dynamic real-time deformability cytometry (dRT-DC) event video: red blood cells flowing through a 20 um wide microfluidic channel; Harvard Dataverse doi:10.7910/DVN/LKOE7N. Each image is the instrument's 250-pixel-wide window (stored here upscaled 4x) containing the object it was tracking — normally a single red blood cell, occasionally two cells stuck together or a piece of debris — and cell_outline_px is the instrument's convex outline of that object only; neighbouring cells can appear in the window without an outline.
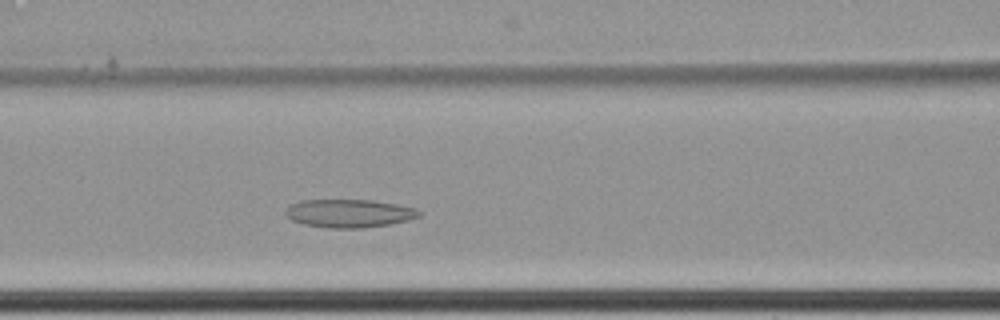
{"species": "common noctule bat (a hibernating species)", "species_latin": "Nyctalus noctula", "temperature_condition": "cold", "stored_images_in_passage": 45, "camera_frame_rate_fps": 3000, "um_per_image_px": 0.085, "animal": {"sex": "female", "body_mass_g": 22.7, "forearm_length_mm": 54.2}, "frame": {"image": 1, "passage_image": 16, "time_ms": 5.0, "image_size_px": [1000, 320], "cell_outline_px": [[420, 216], [408, 220], [388, 224], [364, 228], [328, 228], [304, 224], [292, 220], [284, 212], [292, 204], [300, 200], [372, 200], [400, 204], [416, 208], [420, 212]], "centroid_in_image_um": [29.71, 18.13], "position_along_channel_um": 136.9, "area_um2": 21.91}}
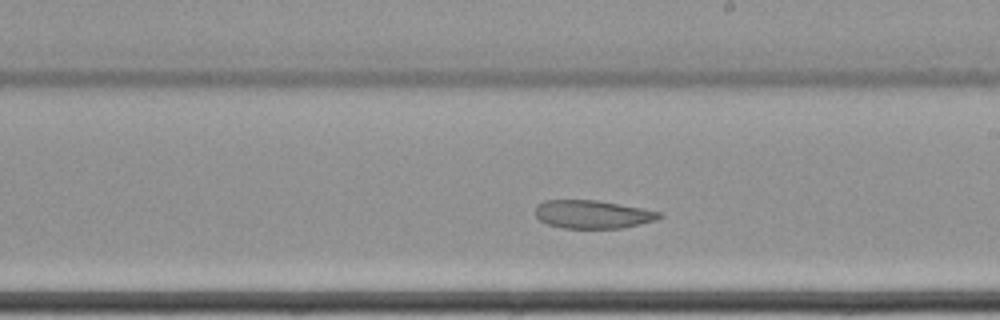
{"frame": {"image": 2, "passage_image": 25, "time_ms": 8.0, "image_size_px": [1000, 320], "cell_outline_px": [[664, 216], [656, 220], [624, 228], [564, 228], [548, 224], [540, 220], [536, 216], [536, 204], [544, 200], [596, 200], [644, 208], [660, 212]], "centroid_in_image_um": [50.39, 18.21], "position_along_channel_um": 238.6, "area_um2": 20.46}}
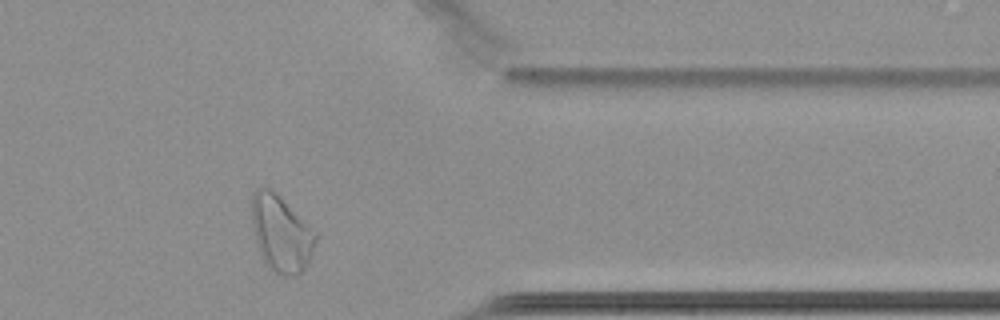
{"frame": {"image": 3, "passage_image": 39, "time_ms": 12.667, "image_size_px": [1000, 320], "cell_outline_px": [[320, 236], [304, 268], [296, 276], [288, 276], [276, 272], [264, 264], [260, 252], [252, 224], [252, 192], [256, 188], [268, 188], [320, 232]], "centroid_in_image_um": [23.94, 19.86], "position_along_channel_um": 387.5, "area_um2": 28.32}, "authors_computed_cell_mechanics": {"area_um2": 22.8888, "velocity_mm_per_s": 3.4006, "shape_relaxation_time_tau1_ms": null, "shape_relaxation_time_tau2_ms": 6.1254, "deformation_change_tau1": null, "deformation_change_tau2": 0.0962}}